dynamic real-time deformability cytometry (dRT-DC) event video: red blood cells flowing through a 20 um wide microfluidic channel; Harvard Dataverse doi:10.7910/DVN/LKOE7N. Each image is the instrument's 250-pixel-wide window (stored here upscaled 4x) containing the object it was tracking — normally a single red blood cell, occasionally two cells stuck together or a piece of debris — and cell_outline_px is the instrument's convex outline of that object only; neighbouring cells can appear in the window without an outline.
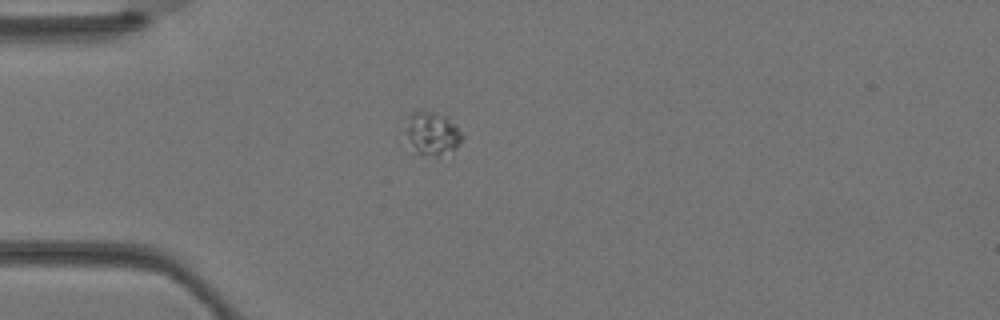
{"species": "Egyptian fruit bat (a non-hibernating species)", "species_latin": "Rousettus aegyptiacus", "temperature_condition": "warm", "stored_images_in_passage": 1, "camera_frame_rate_fps": 3000, "um_per_image_px": 0.085, "animal": {"sex": "female"}, "frame": {"image": 1, "passage_image": 1, "time_ms": 0.0, "image_size_px": [1000, 320], "cell_outline_px": [[464, 140], [456, 148], [436, 156], [432, 156], [416, 152], [408, 136], [404, 116], [420, 108], [432, 108], [448, 116], [464, 136]], "centroid_in_image_um": [36.74, 11.22], "position_along_channel_um": 48.3, "area_um2": 14.74}}